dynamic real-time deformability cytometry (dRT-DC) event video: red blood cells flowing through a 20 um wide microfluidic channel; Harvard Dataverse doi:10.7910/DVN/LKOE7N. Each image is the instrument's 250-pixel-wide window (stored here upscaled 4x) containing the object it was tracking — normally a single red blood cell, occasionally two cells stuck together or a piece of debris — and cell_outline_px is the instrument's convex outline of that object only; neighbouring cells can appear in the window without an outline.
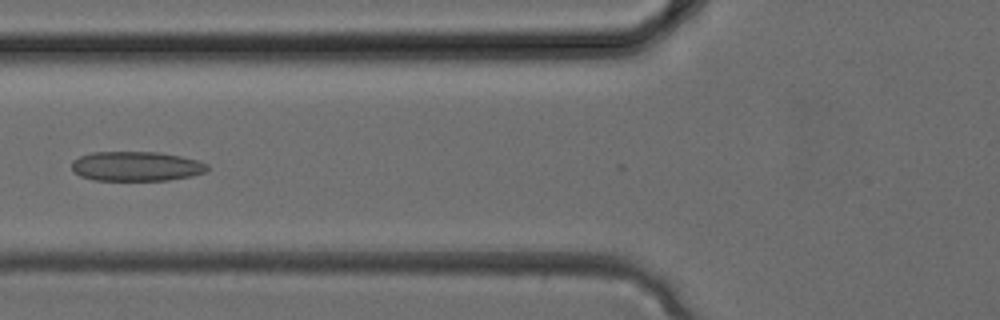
{"species": "common noctule bat (a hibernating species)", "species_latin": "Nyctalus noctula", "temperature_condition": "cold", "stored_images_in_passage": 15, "camera_frame_rate_fps": 3000, "um_per_image_px": 0.085, "animal": {"sex": "female", "body_mass_g": 24.6, "forearm_length_mm": 56.2}, "frame": {"image": 1, "passage_image": 12, "time_ms": 3.667, "image_size_px": [1000, 320], "cell_outline_px": [[208, 168], [204, 172], [192, 176], [168, 180], [96, 180], [80, 176], [72, 172], [72, 160], [80, 156], [92, 152], [160, 152], [180, 156], [196, 160], [208, 164]], "centroid_in_image_um": [11.55, 14.13], "position_along_channel_um": 114.2, "area_um2": 23.41}}
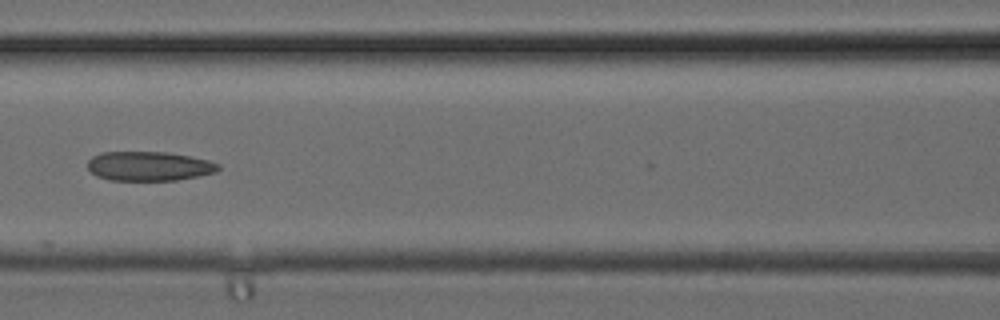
{"frame": {"image": 2, "passage_image": 14, "time_ms": 4.333, "image_size_px": [1000, 320], "cell_outline_px": [[220, 168], [216, 172], [200, 176], [176, 180], [108, 180], [96, 176], [88, 168], [88, 160], [92, 156], [100, 152], [168, 152], [208, 160], [220, 164]], "centroid_in_image_um": [12.66, 14.12], "position_along_channel_um": 153.9, "area_um2": 22.43}}